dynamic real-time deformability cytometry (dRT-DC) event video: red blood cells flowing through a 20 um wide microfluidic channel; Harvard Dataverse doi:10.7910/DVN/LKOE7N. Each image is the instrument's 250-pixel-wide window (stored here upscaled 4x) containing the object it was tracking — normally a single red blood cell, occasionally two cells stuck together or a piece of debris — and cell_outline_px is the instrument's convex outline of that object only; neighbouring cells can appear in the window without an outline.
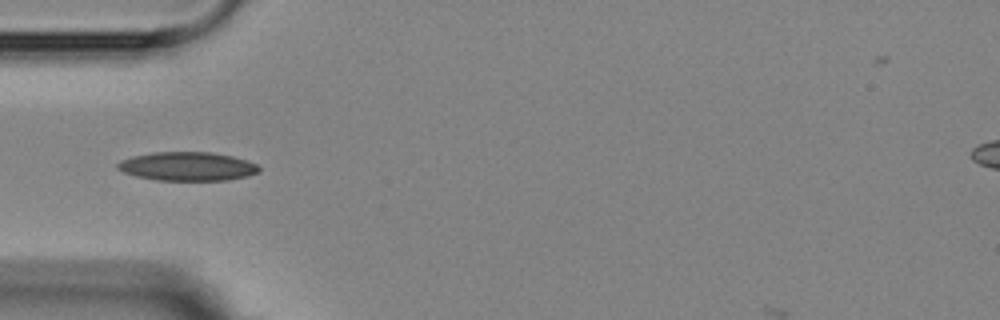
{"species": "Egyptian fruit bat (a non-hibernating species)", "species_latin": "Rousettus aegyptiacus", "temperature_condition": "room temperature", "stored_images_in_passage": 4, "camera_frame_rate_fps": 3000, "um_per_image_px": 0.085, "animal": {"sex": "female"}, "frame": {"image": 1, "passage_image": 4, "time_ms": 3.667, "image_size_px": [1000, 320], "cell_outline_px": [[260, 172], [248, 176], [228, 180], [156, 180], [136, 176], [124, 172], [116, 168], [116, 164], [120, 160], [132, 156], [152, 152], [212, 152], [232, 156], [248, 160], [256, 164], [260, 168]], "centroid_in_image_um": [15.93, 14.14], "position_along_channel_um": 69.1, "area_um2": 23.87}}